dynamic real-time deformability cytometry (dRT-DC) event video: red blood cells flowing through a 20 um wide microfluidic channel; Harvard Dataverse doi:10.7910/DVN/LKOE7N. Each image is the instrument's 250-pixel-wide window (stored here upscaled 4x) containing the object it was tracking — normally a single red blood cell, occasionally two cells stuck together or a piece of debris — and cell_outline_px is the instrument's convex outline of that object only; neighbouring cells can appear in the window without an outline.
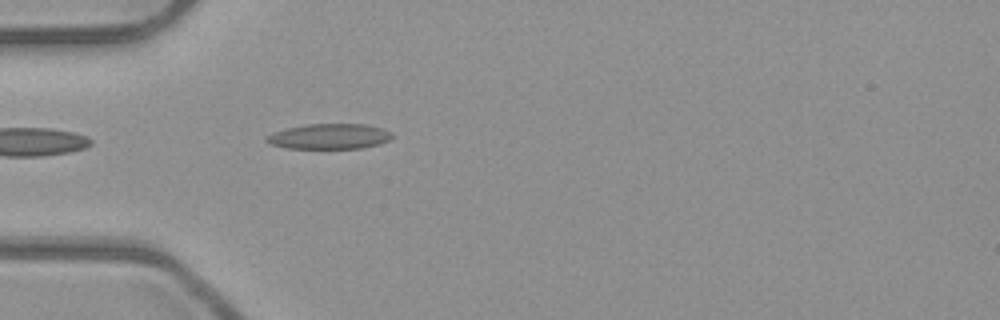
{"species": "common noctule bat (a hibernating species)", "species_latin": "Nyctalus noctula", "temperature_condition": "room temperature", "stored_images_in_passage": 3, "camera_frame_rate_fps": 3000, "um_per_image_px": 0.085, "animal": {"sex": "male", "body_mass_g": 23.1, "forearm_length_mm": 52.7}, "frame": {"image": 1, "passage_image": 3, "time_ms": 0.667, "image_size_px": [1000, 320], "cell_outline_px": [[392, 136], [388, 140], [380, 144], [360, 148], [288, 148], [272, 144], [264, 140], [264, 136], [288, 128], [308, 124], [364, 124], [380, 128], [392, 132]], "centroid_in_image_um": [28.0, 11.59], "position_along_channel_um": 57.0, "area_um2": 18.26}}